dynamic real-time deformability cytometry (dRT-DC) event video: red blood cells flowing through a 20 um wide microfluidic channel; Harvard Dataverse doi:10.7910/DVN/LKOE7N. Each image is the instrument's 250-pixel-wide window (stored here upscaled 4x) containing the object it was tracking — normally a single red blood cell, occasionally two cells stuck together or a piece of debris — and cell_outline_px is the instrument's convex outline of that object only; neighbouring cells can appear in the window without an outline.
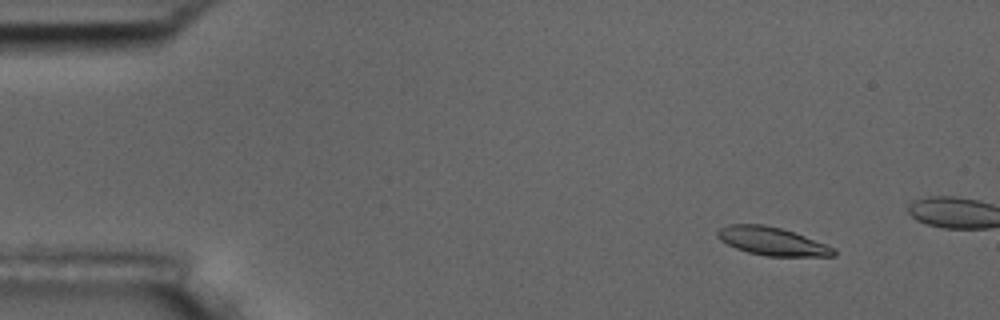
{"species": "common noctule bat (a hibernating species)", "species_latin": "Nyctalus noctula", "temperature_condition": "room temperature", "stored_images_in_passage": 5, "camera_frame_rate_fps": 3000, "um_per_image_px": 0.085, "animal": {"sex": "male", "body_mass_g": 17.5, "forearm_length_mm": 52.3}, "frame": {"image": 1, "passage_image": 2, "time_ms": 0.333, "image_size_px": [1000, 320], "cell_outline_px": [[836, 256], [764, 256], [748, 252], [736, 248], [720, 240], [716, 236], [716, 232], [720, 228], [728, 224], [764, 224], [780, 228], [804, 236], [836, 248]], "centroid_in_image_um": [65.61, 20.51], "position_along_channel_um": 19.4, "area_um2": 19.02}}